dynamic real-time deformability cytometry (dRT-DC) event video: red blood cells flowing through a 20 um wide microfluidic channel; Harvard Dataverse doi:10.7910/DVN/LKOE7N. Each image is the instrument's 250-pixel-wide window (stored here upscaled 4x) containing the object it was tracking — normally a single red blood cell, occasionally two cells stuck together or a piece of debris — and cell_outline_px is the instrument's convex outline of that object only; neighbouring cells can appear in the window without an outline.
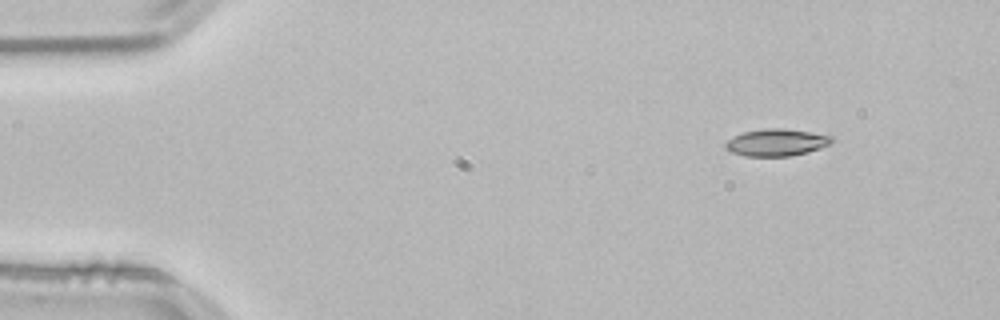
{"species": "common noctule bat (a hibernating species)", "species_latin": "Nyctalus noctula", "temperature_condition": "room temperature", "stored_images_in_passage": 48, "camera_frame_rate_fps": 3000, "um_per_image_px": 0.085, "animal": {"sex": "male", "body_mass_g": 21.5, "forearm_length_mm": 52.0}, "frame": {"image": 1, "passage_image": 1, "time_ms": 0.0, "image_size_px": [1000, 320], "cell_outline_px": [[836, 140], [832, 144], [808, 152], [792, 156], [744, 156], [732, 152], [724, 148], [724, 144], [728, 140], [744, 132], [764, 128], [784, 128], [832, 136]], "centroid_in_image_um": [66.03, 12.11], "position_along_channel_um": 19.0, "area_um2": 16.82}}
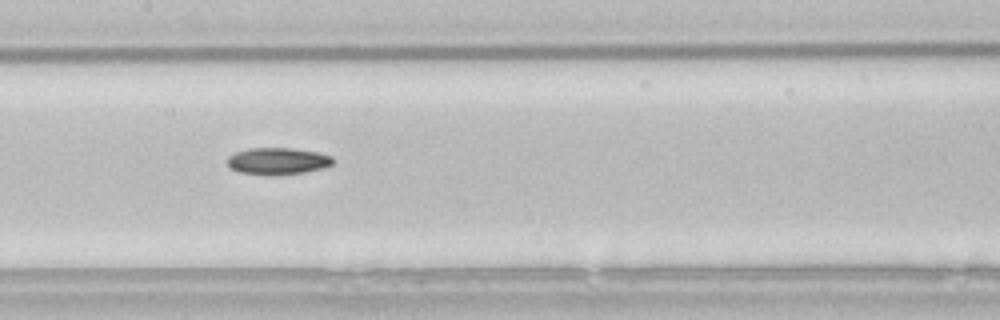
{"frame": {"image": 2, "passage_image": 21, "time_ms": 6.667, "image_size_px": [1000, 320], "cell_outline_px": [[332, 164], [320, 168], [304, 172], [240, 172], [228, 168], [228, 156], [236, 152], [248, 148], [292, 148], [316, 152], [332, 156]], "centroid_in_image_um": [23.58, 13.63], "position_along_channel_um": 183.8, "area_um2": 15.55}}
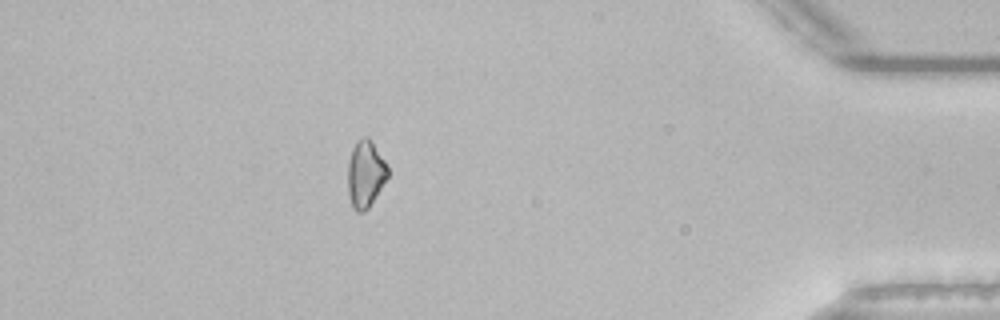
{"frame": {"image": 3, "passage_image": 42, "time_ms": 13.667, "image_size_px": [1000, 320], "cell_outline_px": [[388, 176], [368, 208], [364, 212], [356, 212], [352, 208], [348, 192], [348, 164], [352, 148], [356, 140], [364, 136], [368, 136], [372, 140], [384, 160], [388, 168]], "centroid_in_image_um": [31.05, 14.77], "position_along_channel_um": 404.2, "area_um2": 15.61}, "authors_computed_cell_mechanics": {"area_um2": 16.184, "velocity_mm_per_s": 3.8285, "shape_relaxation_time_tau1_ms": 9.1812, "shape_relaxation_time_tau2_ms": null, "deformation_change_tau1": 0.1453, "deformation_change_tau2": null}}